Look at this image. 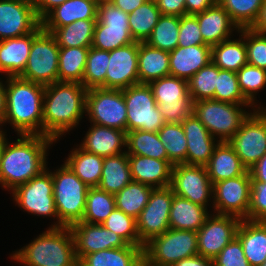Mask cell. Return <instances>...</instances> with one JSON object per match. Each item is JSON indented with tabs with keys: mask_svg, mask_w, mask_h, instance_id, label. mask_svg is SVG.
I'll return each instance as SVG.
<instances>
[{
	"mask_svg": "<svg viewBox=\"0 0 266 266\" xmlns=\"http://www.w3.org/2000/svg\"><path fill=\"white\" fill-rule=\"evenodd\" d=\"M6 113V104H5V85L0 78V128L4 124V118Z\"/></svg>",
	"mask_w": 266,
	"mask_h": 266,
	"instance_id": "e7e4bbea",
	"label": "cell"
},
{
	"mask_svg": "<svg viewBox=\"0 0 266 266\" xmlns=\"http://www.w3.org/2000/svg\"><path fill=\"white\" fill-rule=\"evenodd\" d=\"M115 207L114 194L100 190L98 187L89 188L82 222L101 224Z\"/></svg>",
	"mask_w": 266,
	"mask_h": 266,
	"instance_id": "7bdbcfd3",
	"label": "cell"
},
{
	"mask_svg": "<svg viewBox=\"0 0 266 266\" xmlns=\"http://www.w3.org/2000/svg\"><path fill=\"white\" fill-rule=\"evenodd\" d=\"M86 112L91 124L126 132L127 108L123 90L92 88L86 94Z\"/></svg>",
	"mask_w": 266,
	"mask_h": 266,
	"instance_id": "4fadbf2b",
	"label": "cell"
},
{
	"mask_svg": "<svg viewBox=\"0 0 266 266\" xmlns=\"http://www.w3.org/2000/svg\"><path fill=\"white\" fill-rule=\"evenodd\" d=\"M251 176L249 170L243 175L221 180L213 184L214 212L248 220Z\"/></svg>",
	"mask_w": 266,
	"mask_h": 266,
	"instance_id": "9a60e30c",
	"label": "cell"
},
{
	"mask_svg": "<svg viewBox=\"0 0 266 266\" xmlns=\"http://www.w3.org/2000/svg\"><path fill=\"white\" fill-rule=\"evenodd\" d=\"M74 266H80V263L79 262H77Z\"/></svg>",
	"mask_w": 266,
	"mask_h": 266,
	"instance_id": "89a4df30",
	"label": "cell"
},
{
	"mask_svg": "<svg viewBox=\"0 0 266 266\" xmlns=\"http://www.w3.org/2000/svg\"><path fill=\"white\" fill-rule=\"evenodd\" d=\"M216 2L217 0H185V15L201 13Z\"/></svg>",
	"mask_w": 266,
	"mask_h": 266,
	"instance_id": "680465c9",
	"label": "cell"
},
{
	"mask_svg": "<svg viewBox=\"0 0 266 266\" xmlns=\"http://www.w3.org/2000/svg\"><path fill=\"white\" fill-rule=\"evenodd\" d=\"M34 40V32L20 37L0 41V73L5 77H19L28 62Z\"/></svg>",
	"mask_w": 266,
	"mask_h": 266,
	"instance_id": "4316f807",
	"label": "cell"
},
{
	"mask_svg": "<svg viewBox=\"0 0 266 266\" xmlns=\"http://www.w3.org/2000/svg\"><path fill=\"white\" fill-rule=\"evenodd\" d=\"M236 237L250 266H261L266 260V221L241 220Z\"/></svg>",
	"mask_w": 266,
	"mask_h": 266,
	"instance_id": "f1b7e54d",
	"label": "cell"
},
{
	"mask_svg": "<svg viewBox=\"0 0 266 266\" xmlns=\"http://www.w3.org/2000/svg\"><path fill=\"white\" fill-rule=\"evenodd\" d=\"M249 221H266V182L251 177Z\"/></svg>",
	"mask_w": 266,
	"mask_h": 266,
	"instance_id": "f5cc1de1",
	"label": "cell"
},
{
	"mask_svg": "<svg viewBox=\"0 0 266 266\" xmlns=\"http://www.w3.org/2000/svg\"><path fill=\"white\" fill-rule=\"evenodd\" d=\"M40 25L34 4L0 0V41L31 34Z\"/></svg>",
	"mask_w": 266,
	"mask_h": 266,
	"instance_id": "44dd1931",
	"label": "cell"
},
{
	"mask_svg": "<svg viewBox=\"0 0 266 266\" xmlns=\"http://www.w3.org/2000/svg\"><path fill=\"white\" fill-rule=\"evenodd\" d=\"M172 266H214L213 259L206 258L201 255L181 259Z\"/></svg>",
	"mask_w": 266,
	"mask_h": 266,
	"instance_id": "91938a15",
	"label": "cell"
},
{
	"mask_svg": "<svg viewBox=\"0 0 266 266\" xmlns=\"http://www.w3.org/2000/svg\"><path fill=\"white\" fill-rule=\"evenodd\" d=\"M74 241L75 255L79 260L83 255L113 248L126 247L128 243L115 232L102 224L79 221L70 226Z\"/></svg>",
	"mask_w": 266,
	"mask_h": 266,
	"instance_id": "ffe728a7",
	"label": "cell"
},
{
	"mask_svg": "<svg viewBox=\"0 0 266 266\" xmlns=\"http://www.w3.org/2000/svg\"><path fill=\"white\" fill-rule=\"evenodd\" d=\"M87 89L79 82L57 81L45 86L43 136L54 141L79 125L86 113Z\"/></svg>",
	"mask_w": 266,
	"mask_h": 266,
	"instance_id": "7a4b0ae2",
	"label": "cell"
},
{
	"mask_svg": "<svg viewBox=\"0 0 266 266\" xmlns=\"http://www.w3.org/2000/svg\"><path fill=\"white\" fill-rule=\"evenodd\" d=\"M95 1H97L98 3L105 2V0H95Z\"/></svg>",
	"mask_w": 266,
	"mask_h": 266,
	"instance_id": "a7ac6f4b",
	"label": "cell"
},
{
	"mask_svg": "<svg viewBox=\"0 0 266 266\" xmlns=\"http://www.w3.org/2000/svg\"><path fill=\"white\" fill-rule=\"evenodd\" d=\"M128 160L134 182L143 183L153 188L170 186L173 165L168 160L139 155H128Z\"/></svg>",
	"mask_w": 266,
	"mask_h": 266,
	"instance_id": "d4e9b609",
	"label": "cell"
},
{
	"mask_svg": "<svg viewBox=\"0 0 266 266\" xmlns=\"http://www.w3.org/2000/svg\"><path fill=\"white\" fill-rule=\"evenodd\" d=\"M179 27V16L161 15L145 43L157 49L173 51L178 47Z\"/></svg>",
	"mask_w": 266,
	"mask_h": 266,
	"instance_id": "ee69618b",
	"label": "cell"
},
{
	"mask_svg": "<svg viewBox=\"0 0 266 266\" xmlns=\"http://www.w3.org/2000/svg\"><path fill=\"white\" fill-rule=\"evenodd\" d=\"M128 154L104 157L103 169L98 188L111 194H116L132 182Z\"/></svg>",
	"mask_w": 266,
	"mask_h": 266,
	"instance_id": "836d02e7",
	"label": "cell"
},
{
	"mask_svg": "<svg viewBox=\"0 0 266 266\" xmlns=\"http://www.w3.org/2000/svg\"><path fill=\"white\" fill-rule=\"evenodd\" d=\"M13 1H19V2H23L26 4H34L35 0H13Z\"/></svg>",
	"mask_w": 266,
	"mask_h": 266,
	"instance_id": "003e7915",
	"label": "cell"
},
{
	"mask_svg": "<svg viewBox=\"0 0 266 266\" xmlns=\"http://www.w3.org/2000/svg\"><path fill=\"white\" fill-rule=\"evenodd\" d=\"M162 15H185V0H155Z\"/></svg>",
	"mask_w": 266,
	"mask_h": 266,
	"instance_id": "9f6ffc18",
	"label": "cell"
},
{
	"mask_svg": "<svg viewBox=\"0 0 266 266\" xmlns=\"http://www.w3.org/2000/svg\"><path fill=\"white\" fill-rule=\"evenodd\" d=\"M196 45H206L200 32L198 20L195 15H183L180 17L178 46Z\"/></svg>",
	"mask_w": 266,
	"mask_h": 266,
	"instance_id": "db71d44e",
	"label": "cell"
},
{
	"mask_svg": "<svg viewBox=\"0 0 266 266\" xmlns=\"http://www.w3.org/2000/svg\"><path fill=\"white\" fill-rule=\"evenodd\" d=\"M128 19L129 14L111 2L99 3L91 47L111 51L135 42L130 33Z\"/></svg>",
	"mask_w": 266,
	"mask_h": 266,
	"instance_id": "8fae6325",
	"label": "cell"
},
{
	"mask_svg": "<svg viewBox=\"0 0 266 266\" xmlns=\"http://www.w3.org/2000/svg\"><path fill=\"white\" fill-rule=\"evenodd\" d=\"M126 141L127 132L92 124L79 147L104 158L126 152L122 150V146L126 147Z\"/></svg>",
	"mask_w": 266,
	"mask_h": 266,
	"instance_id": "cb8c5ba5",
	"label": "cell"
},
{
	"mask_svg": "<svg viewBox=\"0 0 266 266\" xmlns=\"http://www.w3.org/2000/svg\"><path fill=\"white\" fill-rule=\"evenodd\" d=\"M123 96L127 108L126 132H158L164 126L165 121L148 84L127 87L123 89Z\"/></svg>",
	"mask_w": 266,
	"mask_h": 266,
	"instance_id": "30bf717a",
	"label": "cell"
},
{
	"mask_svg": "<svg viewBox=\"0 0 266 266\" xmlns=\"http://www.w3.org/2000/svg\"><path fill=\"white\" fill-rule=\"evenodd\" d=\"M67 0H35L34 8L37 17L42 21L53 9Z\"/></svg>",
	"mask_w": 266,
	"mask_h": 266,
	"instance_id": "6f0895ef",
	"label": "cell"
},
{
	"mask_svg": "<svg viewBox=\"0 0 266 266\" xmlns=\"http://www.w3.org/2000/svg\"><path fill=\"white\" fill-rule=\"evenodd\" d=\"M98 4L95 0H67L41 21L42 28H59L81 19H97Z\"/></svg>",
	"mask_w": 266,
	"mask_h": 266,
	"instance_id": "83f0119b",
	"label": "cell"
},
{
	"mask_svg": "<svg viewBox=\"0 0 266 266\" xmlns=\"http://www.w3.org/2000/svg\"><path fill=\"white\" fill-rule=\"evenodd\" d=\"M170 75L169 52L139 42L138 77L139 83L150 82Z\"/></svg>",
	"mask_w": 266,
	"mask_h": 266,
	"instance_id": "d6a6232c",
	"label": "cell"
},
{
	"mask_svg": "<svg viewBox=\"0 0 266 266\" xmlns=\"http://www.w3.org/2000/svg\"><path fill=\"white\" fill-rule=\"evenodd\" d=\"M218 67L211 61L194 74L188 82V91L193 102L214 99Z\"/></svg>",
	"mask_w": 266,
	"mask_h": 266,
	"instance_id": "bcb514c9",
	"label": "cell"
},
{
	"mask_svg": "<svg viewBox=\"0 0 266 266\" xmlns=\"http://www.w3.org/2000/svg\"><path fill=\"white\" fill-rule=\"evenodd\" d=\"M261 266H266V260H265V262Z\"/></svg>",
	"mask_w": 266,
	"mask_h": 266,
	"instance_id": "2644e50d",
	"label": "cell"
},
{
	"mask_svg": "<svg viewBox=\"0 0 266 266\" xmlns=\"http://www.w3.org/2000/svg\"><path fill=\"white\" fill-rule=\"evenodd\" d=\"M101 224L121 236L129 245L140 246L136 219L120 209L115 207Z\"/></svg>",
	"mask_w": 266,
	"mask_h": 266,
	"instance_id": "681fc988",
	"label": "cell"
},
{
	"mask_svg": "<svg viewBox=\"0 0 266 266\" xmlns=\"http://www.w3.org/2000/svg\"><path fill=\"white\" fill-rule=\"evenodd\" d=\"M264 0H217L239 29L250 28Z\"/></svg>",
	"mask_w": 266,
	"mask_h": 266,
	"instance_id": "7dc6e473",
	"label": "cell"
},
{
	"mask_svg": "<svg viewBox=\"0 0 266 266\" xmlns=\"http://www.w3.org/2000/svg\"><path fill=\"white\" fill-rule=\"evenodd\" d=\"M210 214L197 231L198 255L214 259L237 235L241 219Z\"/></svg>",
	"mask_w": 266,
	"mask_h": 266,
	"instance_id": "ac0fdd59",
	"label": "cell"
},
{
	"mask_svg": "<svg viewBox=\"0 0 266 266\" xmlns=\"http://www.w3.org/2000/svg\"><path fill=\"white\" fill-rule=\"evenodd\" d=\"M5 135L6 134L4 133V131H2V129H0V157L2 156L4 147L8 141L5 137Z\"/></svg>",
	"mask_w": 266,
	"mask_h": 266,
	"instance_id": "03108f58",
	"label": "cell"
},
{
	"mask_svg": "<svg viewBox=\"0 0 266 266\" xmlns=\"http://www.w3.org/2000/svg\"><path fill=\"white\" fill-rule=\"evenodd\" d=\"M181 124L187 140L186 164L206 166L220 141L210 134L193 113Z\"/></svg>",
	"mask_w": 266,
	"mask_h": 266,
	"instance_id": "7402d4cb",
	"label": "cell"
},
{
	"mask_svg": "<svg viewBox=\"0 0 266 266\" xmlns=\"http://www.w3.org/2000/svg\"><path fill=\"white\" fill-rule=\"evenodd\" d=\"M6 78L4 124L10 123L18 135L43 136L42 107L45 86L20 77Z\"/></svg>",
	"mask_w": 266,
	"mask_h": 266,
	"instance_id": "3957f363",
	"label": "cell"
},
{
	"mask_svg": "<svg viewBox=\"0 0 266 266\" xmlns=\"http://www.w3.org/2000/svg\"><path fill=\"white\" fill-rule=\"evenodd\" d=\"M205 167L213 184L221 180L241 176L247 171L228 141L218 143Z\"/></svg>",
	"mask_w": 266,
	"mask_h": 266,
	"instance_id": "f546056e",
	"label": "cell"
},
{
	"mask_svg": "<svg viewBox=\"0 0 266 266\" xmlns=\"http://www.w3.org/2000/svg\"><path fill=\"white\" fill-rule=\"evenodd\" d=\"M214 100L233 104L252 105L240 90L237 73L219 68Z\"/></svg>",
	"mask_w": 266,
	"mask_h": 266,
	"instance_id": "c3c4849f",
	"label": "cell"
},
{
	"mask_svg": "<svg viewBox=\"0 0 266 266\" xmlns=\"http://www.w3.org/2000/svg\"><path fill=\"white\" fill-rule=\"evenodd\" d=\"M227 39L211 47V61L222 70L237 72L248 63L244 37Z\"/></svg>",
	"mask_w": 266,
	"mask_h": 266,
	"instance_id": "8d00e7d4",
	"label": "cell"
},
{
	"mask_svg": "<svg viewBox=\"0 0 266 266\" xmlns=\"http://www.w3.org/2000/svg\"><path fill=\"white\" fill-rule=\"evenodd\" d=\"M195 16L204 43L211 47L231 38L233 30H240L218 2Z\"/></svg>",
	"mask_w": 266,
	"mask_h": 266,
	"instance_id": "603a6c76",
	"label": "cell"
},
{
	"mask_svg": "<svg viewBox=\"0 0 266 266\" xmlns=\"http://www.w3.org/2000/svg\"><path fill=\"white\" fill-rule=\"evenodd\" d=\"M141 246L105 249L83 255L78 262L80 266H142L144 262Z\"/></svg>",
	"mask_w": 266,
	"mask_h": 266,
	"instance_id": "4dcf8cb0",
	"label": "cell"
},
{
	"mask_svg": "<svg viewBox=\"0 0 266 266\" xmlns=\"http://www.w3.org/2000/svg\"><path fill=\"white\" fill-rule=\"evenodd\" d=\"M211 62V46L176 47L169 52L170 75L189 80Z\"/></svg>",
	"mask_w": 266,
	"mask_h": 266,
	"instance_id": "484cf974",
	"label": "cell"
},
{
	"mask_svg": "<svg viewBox=\"0 0 266 266\" xmlns=\"http://www.w3.org/2000/svg\"><path fill=\"white\" fill-rule=\"evenodd\" d=\"M148 0H112V4L125 13H132Z\"/></svg>",
	"mask_w": 266,
	"mask_h": 266,
	"instance_id": "6125c7cd",
	"label": "cell"
},
{
	"mask_svg": "<svg viewBox=\"0 0 266 266\" xmlns=\"http://www.w3.org/2000/svg\"><path fill=\"white\" fill-rule=\"evenodd\" d=\"M242 106L253 107V105L233 104L204 99L193 102V114L206 127L210 134L219 141H229L240 129L242 122L248 117L249 112Z\"/></svg>",
	"mask_w": 266,
	"mask_h": 266,
	"instance_id": "8992f818",
	"label": "cell"
},
{
	"mask_svg": "<svg viewBox=\"0 0 266 266\" xmlns=\"http://www.w3.org/2000/svg\"><path fill=\"white\" fill-rule=\"evenodd\" d=\"M97 19L77 20L59 28H43L50 32L59 47H91Z\"/></svg>",
	"mask_w": 266,
	"mask_h": 266,
	"instance_id": "d590c367",
	"label": "cell"
},
{
	"mask_svg": "<svg viewBox=\"0 0 266 266\" xmlns=\"http://www.w3.org/2000/svg\"><path fill=\"white\" fill-rule=\"evenodd\" d=\"M59 48L54 36L40 25L34 31L28 62L19 77L43 86L57 82Z\"/></svg>",
	"mask_w": 266,
	"mask_h": 266,
	"instance_id": "ba28073f",
	"label": "cell"
},
{
	"mask_svg": "<svg viewBox=\"0 0 266 266\" xmlns=\"http://www.w3.org/2000/svg\"><path fill=\"white\" fill-rule=\"evenodd\" d=\"M153 189L152 186L143 183L130 182L114 195L116 208L137 219L148 203Z\"/></svg>",
	"mask_w": 266,
	"mask_h": 266,
	"instance_id": "ab89813d",
	"label": "cell"
},
{
	"mask_svg": "<svg viewBox=\"0 0 266 266\" xmlns=\"http://www.w3.org/2000/svg\"><path fill=\"white\" fill-rule=\"evenodd\" d=\"M236 73L243 96L256 108L255 95L266 86V70L247 63Z\"/></svg>",
	"mask_w": 266,
	"mask_h": 266,
	"instance_id": "f907efd6",
	"label": "cell"
},
{
	"mask_svg": "<svg viewBox=\"0 0 266 266\" xmlns=\"http://www.w3.org/2000/svg\"><path fill=\"white\" fill-rule=\"evenodd\" d=\"M54 171L51 173L58 227H70L83 219L89 187L65 162Z\"/></svg>",
	"mask_w": 266,
	"mask_h": 266,
	"instance_id": "5b68a950",
	"label": "cell"
},
{
	"mask_svg": "<svg viewBox=\"0 0 266 266\" xmlns=\"http://www.w3.org/2000/svg\"><path fill=\"white\" fill-rule=\"evenodd\" d=\"M65 163L89 188L98 187L103 169L104 158L86 152L82 148H75L68 155Z\"/></svg>",
	"mask_w": 266,
	"mask_h": 266,
	"instance_id": "e575fe53",
	"label": "cell"
},
{
	"mask_svg": "<svg viewBox=\"0 0 266 266\" xmlns=\"http://www.w3.org/2000/svg\"><path fill=\"white\" fill-rule=\"evenodd\" d=\"M256 110L250 112L228 141L247 170L266 153V112L262 108Z\"/></svg>",
	"mask_w": 266,
	"mask_h": 266,
	"instance_id": "7c38bea8",
	"label": "cell"
},
{
	"mask_svg": "<svg viewBox=\"0 0 266 266\" xmlns=\"http://www.w3.org/2000/svg\"><path fill=\"white\" fill-rule=\"evenodd\" d=\"M214 266H250L240 240L235 237L213 259Z\"/></svg>",
	"mask_w": 266,
	"mask_h": 266,
	"instance_id": "11a10c76",
	"label": "cell"
},
{
	"mask_svg": "<svg viewBox=\"0 0 266 266\" xmlns=\"http://www.w3.org/2000/svg\"><path fill=\"white\" fill-rule=\"evenodd\" d=\"M128 155H139L159 160H168L164 144L158 132L134 130L127 132L126 141Z\"/></svg>",
	"mask_w": 266,
	"mask_h": 266,
	"instance_id": "f35d334b",
	"label": "cell"
},
{
	"mask_svg": "<svg viewBox=\"0 0 266 266\" xmlns=\"http://www.w3.org/2000/svg\"><path fill=\"white\" fill-rule=\"evenodd\" d=\"M160 141L164 144L168 161L174 166L186 164L187 140L181 123H165L158 131Z\"/></svg>",
	"mask_w": 266,
	"mask_h": 266,
	"instance_id": "b9f144b4",
	"label": "cell"
},
{
	"mask_svg": "<svg viewBox=\"0 0 266 266\" xmlns=\"http://www.w3.org/2000/svg\"><path fill=\"white\" fill-rule=\"evenodd\" d=\"M173 196L170 186L152 190L148 203L136 219L141 247L169 229V213Z\"/></svg>",
	"mask_w": 266,
	"mask_h": 266,
	"instance_id": "2e32d148",
	"label": "cell"
},
{
	"mask_svg": "<svg viewBox=\"0 0 266 266\" xmlns=\"http://www.w3.org/2000/svg\"><path fill=\"white\" fill-rule=\"evenodd\" d=\"M207 210L206 207L174 195L169 213V229L197 232L210 215Z\"/></svg>",
	"mask_w": 266,
	"mask_h": 266,
	"instance_id": "1f68e13d",
	"label": "cell"
},
{
	"mask_svg": "<svg viewBox=\"0 0 266 266\" xmlns=\"http://www.w3.org/2000/svg\"><path fill=\"white\" fill-rule=\"evenodd\" d=\"M19 136L14 143L7 141L0 157V184L11 191L47 168V149L56 142L42 135Z\"/></svg>",
	"mask_w": 266,
	"mask_h": 266,
	"instance_id": "6da1fadb",
	"label": "cell"
},
{
	"mask_svg": "<svg viewBox=\"0 0 266 266\" xmlns=\"http://www.w3.org/2000/svg\"><path fill=\"white\" fill-rule=\"evenodd\" d=\"M11 258L23 266H74L78 262L70 227H49Z\"/></svg>",
	"mask_w": 266,
	"mask_h": 266,
	"instance_id": "277c9868",
	"label": "cell"
},
{
	"mask_svg": "<svg viewBox=\"0 0 266 266\" xmlns=\"http://www.w3.org/2000/svg\"><path fill=\"white\" fill-rule=\"evenodd\" d=\"M198 255L197 232L168 229L144 245L147 266H172L181 259Z\"/></svg>",
	"mask_w": 266,
	"mask_h": 266,
	"instance_id": "52a82bcc",
	"label": "cell"
},
{
	"mask_svg": "<svg viewBox=\"0 0 266 266\" xmlns=\"http://www.w3.org/2000/svg\"><path fill=\"white\" fill-rule=\"evenodd\" d=\"M250 176L259 182H266V153L249 169Z\"/></svg>",
	"mask_w": 266,
	"mask_h": 266,
	"instance_id": "94428289",
	"label": "cell"
},
{
	"mask_svg": "<svg viewBox=\"0 0 266 266\" xmlns=\"http://www.w3.org/2000/svg\"><path fill=\"white\" fill-rule=\"evenodd\" d=\"M165 123H182L193 112L188 82L176 76H165L148 84Z\"/></svg>",
	"mask_w": 266,
	"mask_h": 266,
	"instance_id": "9c48e42d",
	"label": "cell"
},
{
	"mask_svg": "<svg viewBox=\"0 0 266 266\" xmlns=\"http://www.w3.org/2000/svg\"><path fill=\"white\" fill-rule=\"evenodd\" d=\"M109 61V51L89 48L85 71L81 84L88 90L105 88V78Z\"/></svg>",
	"mask_w": 266,
	"mask_h": 266,
	"instance_id": "f6af8a7d",
	"label": "cell"
},
{
	"mask_svg": "<svg viewBox=\"0 0 266 266\" xmlns=\"http://www.w3.org/2000/svg\"><path fill=\"white\" fill-rule=\"evenodd\" d=\"M48 168L12 191L13 200L24 211L37 216L57 219L51 227H58V214L53 196L52 173Z\"/></svg>",
	"mask_w": 266,
	"mask_h": 266,
	"instance_id": "5bb4252c",
	"label": "cell"
},
{
	"mask_svg": "<svg viewBox=\"0 0 266 266\" xmlns=\"http://www.w3.org/2000/svg\"><path fill=\"white\" fill-rule=\"evenodd\" d=\"M138 52L139 42L136 41L109 51L106 89L123 90L139 84Z\"/></svg>",
	"mask_w": 266,
	"mask_h": 266,
	"instance_id": "d6986e66",
	"label": "cell"
},
{
	"mask_svg": "<svg viewBox=\"0 0 266 266\" xmlns=\"http://www.w3.org/2000/svg\"><path fill=\"white\" fill-rule=\"evenodd\" d=\"M90 47H60L58 81L82 82Z\"/></svg>",
	"mask_w": 266,
	"mask_h": 266,
	"instance_id": "74e56055",
	"label": "cell"
},
{
	"mask_svg": "<svg viewBox=\"0 0 266 266\" xmlns=\"http://www.w3.org/2000/svg\"><path fill=\"white\" fill-rule=\"evenodd\" d=\"M174 195L203 207L213 198V183L205 166L176 164L172 168L171 184Z\"/></svg>",
	"mask_w": 266,
	"mask_h": 266,
	"instance_id": "e0dca14e",
	"label": "cell"
},
{
	"mask_svg": "<svg viewBox=\"0 0 266 266\" xmlns=\"http://www.w3.org/2000/svg\"><path fill=\"white\" fill-rule=\"evenodd\" d=\"M244 37L248 64L266 70V35L250 28L238 31Z\"/></svg>",
	"mask_w": 266,
	"mask_h": 266,
	"instance_id": "816d5d0a",
	"label": "cell"
},
{
	"mask_svg": "<svg viewBox=\"0 0 266 266\" xmlns=\"http://www.w3.org/2000/svg\"><path fill=\"white\" fill-rule=\"evenodd\" d=\"M250 29L257 33L266 32V0L263 1L258 16Z\"/></svg>",
	"mask_w": 266,
	"mask_h": 266,
	"instance_id": "be15d7a7",
	"label": "cell"
},
{
	"mask_svg": "<svg viewBox=\"0 0 266 266\" xmlns=\"http://www.w3.org/2000/svg\"><path fill=\"white\" fill-rule=\"evenodd\" d=\"M161 15L155 0H148L130 13L128 22L134 41L146 42Z\"/></svg>",
	"mask_w": 266,
	"mask_h": 266,
	"instance_id": "60d3db41",
	"label": "cell"
}]
</instances>
